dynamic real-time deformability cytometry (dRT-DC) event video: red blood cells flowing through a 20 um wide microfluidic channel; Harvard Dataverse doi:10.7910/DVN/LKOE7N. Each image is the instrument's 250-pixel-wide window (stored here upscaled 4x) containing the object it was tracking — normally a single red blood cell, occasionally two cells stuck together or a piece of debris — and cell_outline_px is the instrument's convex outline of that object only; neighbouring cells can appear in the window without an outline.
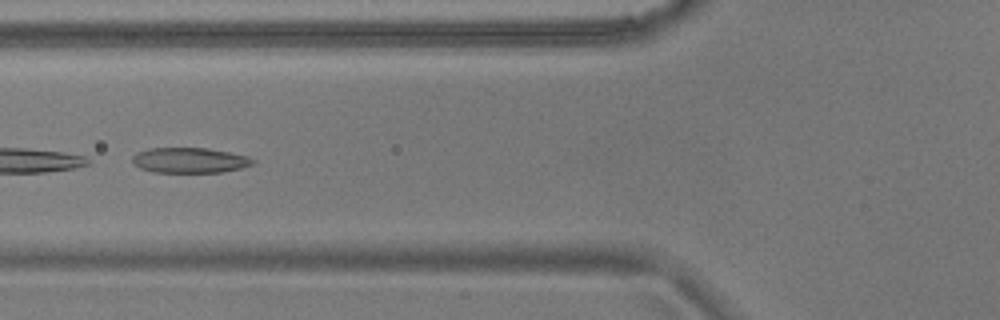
{"species": "common noctule bat (a hibernating species)", "species_latin": "Nyctalus noctula", "temperature_condition": "warm", "stored_images_in_passage": 39, "camera_frame_rate_fps": 3000, "um_per_image_px": 0.085, "animal": {"sex": "male", "body_mass_g": 17.9}, "frame": {"image": 1, "passage_image": 6, "time_ms": 1.667, "image_size_px": [1000, 320], "cell_outline_px": [[256, 164], [240, 168], [220, 172], [152, 172], [140, 168], [132, 164], [132, 156], [136, 152], [148, 148], [208, 148], [248, 156], [256, 160]], "centroid_in_image_um": [16.1, 13.62], "position_along_channel_um": 109.7, "area_um2": 17.92}, "authors_computed_cell_mechanics": {"area_um2": 17.918, "velocity_mm_per_s": 3.6733, "shape_relaxation_time_tau1_ms": 4.8381, "shape_relaxation_time_tau2_ms": 3.9594, "deformation_change_tau1": 0.1226, "deformation_change_tau2": 0.1371}}